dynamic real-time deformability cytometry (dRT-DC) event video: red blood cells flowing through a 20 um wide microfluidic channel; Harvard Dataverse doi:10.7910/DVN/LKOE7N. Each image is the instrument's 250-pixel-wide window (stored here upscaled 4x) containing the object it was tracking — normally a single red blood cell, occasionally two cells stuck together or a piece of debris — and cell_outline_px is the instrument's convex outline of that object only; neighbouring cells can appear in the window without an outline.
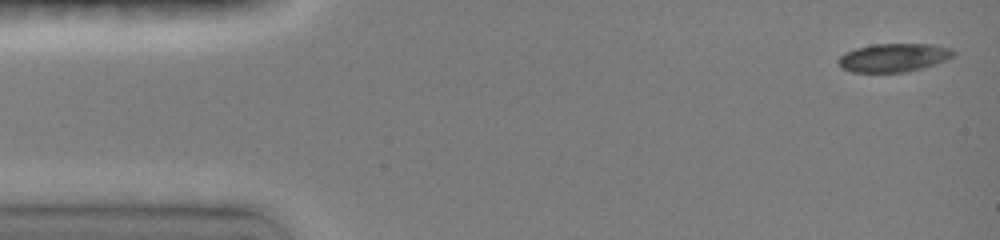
{"species": "common noctule bat (a hibernating species)", "species_latin": "Nyctalus noctula", "temperature_condition": "room temperature", "stored_images_in_passage": 71, "camera_frame_rate_fps": 3000, "um_per_image_px": 0.085, "animal": {"sex": "female", "body_mass_g": 19.0, "forearm_length_mm": 51.5}, "frame": {"image": 1, "passage_image": 1, "time_ms": 0.0, "image_size_px": [1000, 240], "cell_outline_px": [[956, 52], [948, 60], [924, 68], [904, 72], [852, 72], [840, 68], [836, 60], [844, 52], [856, 48], [872, 44], [932, 44], [952, 48]], "centroid_in_image_um": [75.95, 4.9], "position_along_channel_um": 9.0, "area_um2": 19.36}}
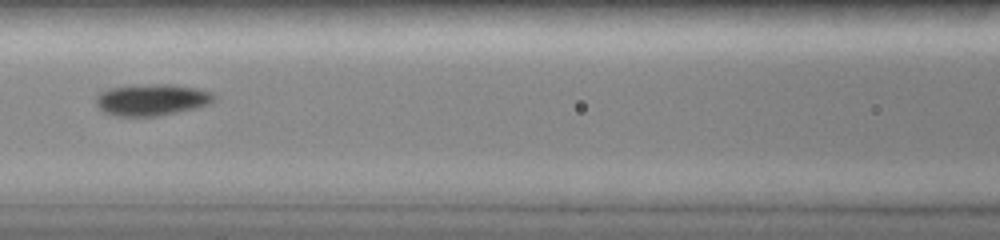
{"frame": {"image": 2, "passage_image": 29, "time_ms": 6.333, "image_size_px": [1000, 240], "cell_outline_px": [[216, 100], [212, 104], [196, 108], [156, 116], [116, 116], [104, 112], [96, 104], [96, 96], [100, 92], [108, 88], [132, 84], [176, 84], [200, 88], [212, 92], [216, 96]], "centroid_in_image_um": [12.94, 8.45], "position_along_channel_um": 153.7, "area_um2": 22.25}}
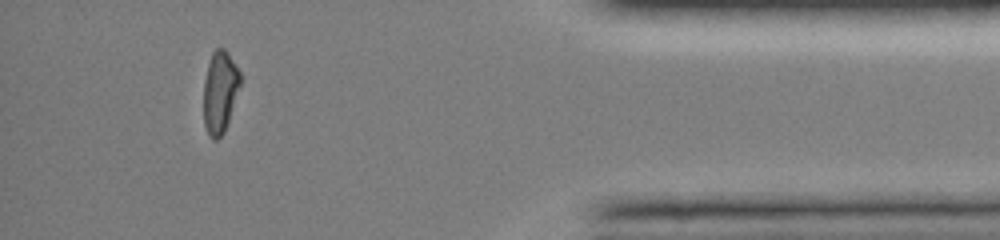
{"frame": {"image": 3, "passage_image": 61, "time_ms": 13.667, "image_size_px": [1000, 240], "cell_outline_px": [[240, 84], [224, 132], [216, 140], [212, 140], [208, 136], [204, 124], [204, 80], [208, 64], [212, 52], [216, 48], [224, 48], [228, 52], [240, 72]], "centroid_in_image_um": [18.67, 7.8], "position_along_channel_um": 416.5, "area_um2": 17.34}, "authors_computed_cell_mechanics": {"area_um2": 19.363, "velocity_mm_per_s": 4.0451, "shape_relaxation_time_tau1_ms": 4.4528, "shape_relaxation_time_tau2_ms": 4.806, "deformation_change_tau1": 0.1605, "deformation_change_tau2": 0.0877}}